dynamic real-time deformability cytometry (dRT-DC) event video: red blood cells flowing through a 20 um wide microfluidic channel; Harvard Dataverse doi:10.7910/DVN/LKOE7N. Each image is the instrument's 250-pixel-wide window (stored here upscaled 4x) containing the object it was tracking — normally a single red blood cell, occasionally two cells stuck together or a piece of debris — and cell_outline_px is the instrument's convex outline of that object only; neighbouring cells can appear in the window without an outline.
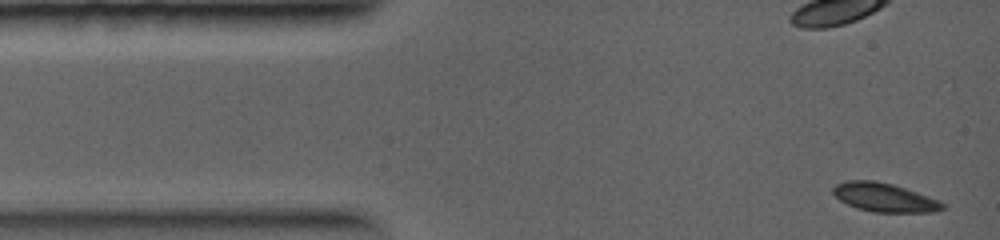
{"species": "common noctule bat (a hibernating species)", "species_latin": "Nyctalus noctula", "temperature_condition": "warm", "stored_images_in_passage": 26, "camera_frame_rate_fps": 5000, "um_per_image_px": 0.085, "animal": {"sex": "female", "body_mass_g": 19.0, "forearm_length_mm": 56.7}, "frame": {"image": 1, "passage_image": 1, "time_ms": 0.0, "image_size_px": [1000, 240], "cell_outline_px": [[944, 208], [936, 212], [872, 212], [856, 208], [840, 200], [832, 192], [832, 188], [836, 184], [844, 180], [872, 180], [892, 184], [940, 200], [944, 204]], "centroid_in_image_um": [75.15, 16.78], "position_along_channel_um": 9.8, "area_um2": 18.32}}
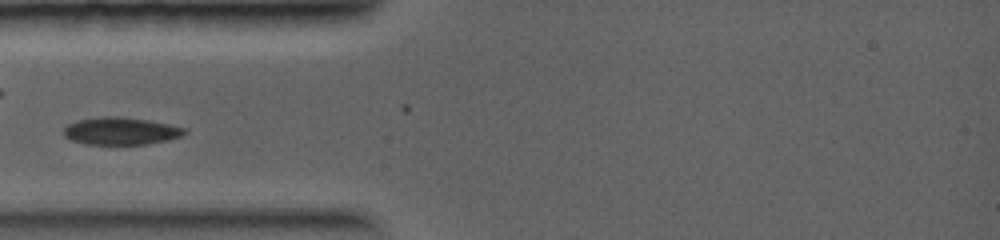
{"frame": {"image": 2, "passage_image": 8, "time_ms": 2.6, "image_size_px": [1000, 240], "cell_outline_px": [[188, 132], [180, 136], [168, 140], [148, 144], [84, 144], [72, 140], [64, 136], [64, 128], [68, 124], [76, 120], [100, 116], [120, 116], [148, 120], [188, 128]], "centroid_in_image_um": [10.28, 11.13], "position_along_channel_um": 74.7, "area_um2": 19.48}}